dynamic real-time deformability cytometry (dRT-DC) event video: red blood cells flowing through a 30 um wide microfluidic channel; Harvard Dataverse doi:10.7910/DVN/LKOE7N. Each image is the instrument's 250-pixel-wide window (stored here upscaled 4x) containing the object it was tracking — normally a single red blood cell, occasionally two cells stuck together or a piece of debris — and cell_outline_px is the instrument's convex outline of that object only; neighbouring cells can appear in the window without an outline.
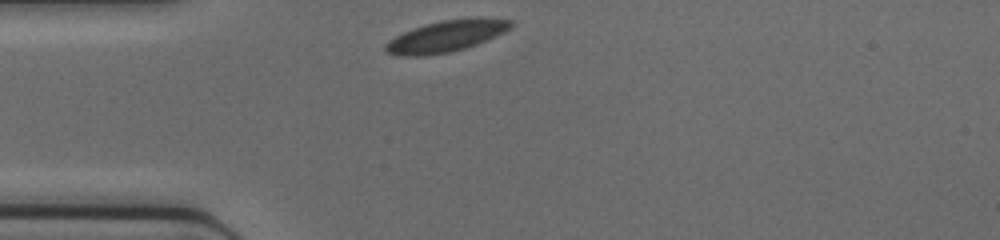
{"species": "common noctule bat (a hibernating species)", "species_latin": "Nyctalus noctula", "temperature_condition": "cold", "stored_images_in_passage": 26, "camera_frame_rate_fps": 3000, "um_per_image_px": 0.085, "animal": {"sex": "female", "body_mass_g": 17.0, "forearm_length_mm": 48.0}, "frame": {"image": 1, "passage_image": 1, "time_ms": 0.0, "image_size_px": [1000, 240], "cell_outline_px": [[512, 24], [504, 32], [496, 36], [476, 44], [464, 48], [448, 52], [420, 56], [404, 56], [388, 52], [384, 48], [384, 44], [388, 40], [412, 28], [440, 20], [480, 16], [512, 20]], "centroid_in_image_um": [37.93, 3.04], "position_along_channel_um": 47.1, "area_um2": 22.89}}
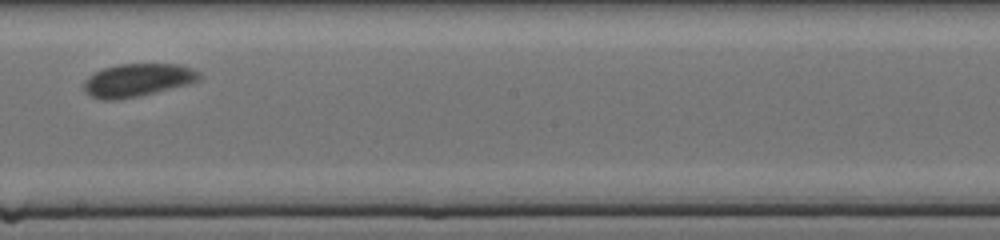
{"frame": {"image": 2, "passage_image": 15, "time_ms": 4.667, "image_size_px": [1000, 240], "cell_outline_px": [[200, 80], [140, 96], [120, 100], [104, 100], [88, 96], [84, 92], [84, 80], [88, 76], [104, 68], [116, 64], [180, 64], [192, 68], [200, 72]], "centroid_in_image_um": [11.64, 6.81], "position_along_channel_um": 236.6, "area_um2": 22.25}}
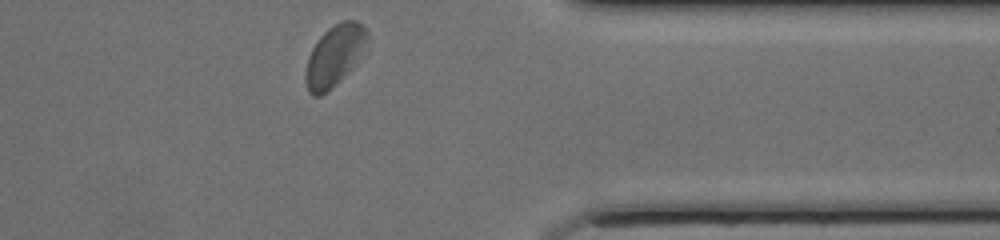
{"frame": {"image": 3, "passage_image": 26, "time_ms": 8.333, "image_size_px": [1000, 240], "cell_outline_px": [[368, 40], [340, 80], [336, 84], [320, 96], [312, 96], [308, 92], [304, 76], [308, 56], [312, 48], [320, 36], [332, 24], [344, 20], [356, 20], [368, 28]], "centroid_in_image_um": [28.38, 4.69], "position_along_channel_um": 383.0, "area_um2": 21.44}}